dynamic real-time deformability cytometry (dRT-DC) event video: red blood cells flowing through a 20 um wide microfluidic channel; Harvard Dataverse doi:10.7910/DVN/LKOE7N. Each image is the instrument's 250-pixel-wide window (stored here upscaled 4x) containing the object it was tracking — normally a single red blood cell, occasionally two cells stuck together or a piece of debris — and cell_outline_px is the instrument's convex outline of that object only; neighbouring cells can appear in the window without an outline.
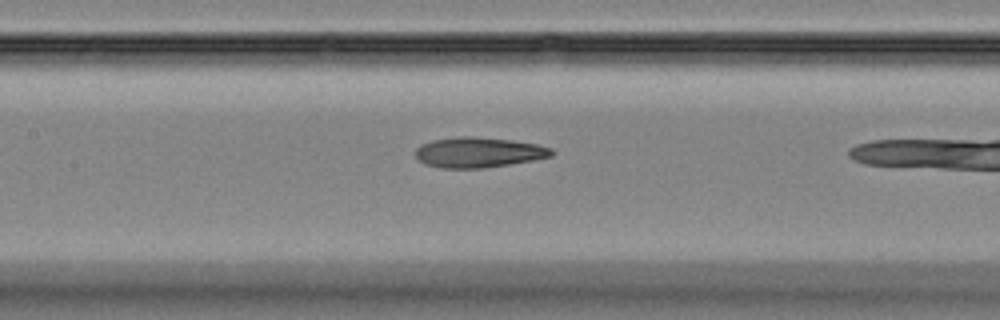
{"species": "Egyptian fruit bat (a non-hibernating species)", "species_latin": "Rousettus aegyptiacus", "temperature_condition": "room temperature", "stored_images_in_passage": 9, "camera_frame_rate_fps": 3000, "um_per_image_px": 0.085, "animal": {"sex": "female"}, "frame": {"image": 1, "passage_image": 8, "time_ms": 2.333, "image_size_px": [1000, 320], "cell_outline_px": [[552, 156], [532, 160], [484, 168], [440, 168], [424, 164], [416, 156], [416, 148], [420, 144], [432, 140], [460, 136], [472, 136], [512, 140], [536, 144], [552, 148]], "centroid_in_image_um": [40.64, 12.95], "position_along_channel_um": 166.8, "area_um2": 23.93}}